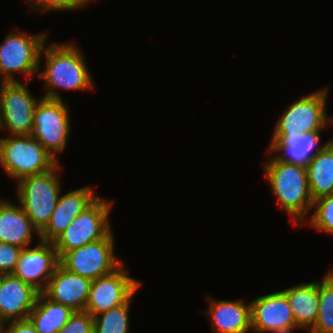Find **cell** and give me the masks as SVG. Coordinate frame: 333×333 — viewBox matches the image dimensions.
<instances>
[{"instance_id": "1", "label": "cell", "mask_w": 333, "mask_h": 333, "mask_svg": "<svg viewBox=\"0 0 333 333\" xmlns=\"http://www.w3.org/2000/svg\"><path fill=\"white\" fill-rule=\"evenodd\" d=\"M44 56V57H43ZM84 55L72 43L43 46L40 57L45 58V70L38 75L45 82L47 93L42 97L60 100L57 89H93V82Z\"/></svg>"}, {"instance_id": "2", "label": "cell", "mask_w": 333, "mask_h": 333, "mask_svg": "<svg viewBox=\"0 0 333 333\" xmlns=\"http://www.w3.org/2000/svg\"><path fill=\"white\" fill-rule=\"evenodd\" d=\"M264 170L279 206L295 218V224L302 226L306 214L313 208L306 168L272 158L264 163Z\"/></svg>"}, {"instance_id": "3", "label": "cell", "mask_w": 333, "mask_h": 333, "mask_svg": "<svg viewBox=\"0 0 333 333\" xmlns=\"http://www.w3.org/2000/svg\"><path fill=\"white\" fill-rule=\"evenodd\" d=\"M58 169L59 163L45 173L26 176L17 182L19 204L39 232L49 223L61 194Z\"/></svg>"}, {"instance_id": "4", "label": "cell", "mask_w": 333, "mask_h": 333, "mask_svg": "<svg viewBox=\"0 0 333 333\" xmlns=\"http://www.w3.org/2000/svg\"><path fill=\"white\" fill-rule=\"evenodd\" d=\"M0 163L8 176L17 179L45 173L59 162L32 136L0 138Z\"/></svg>"}, {"instance_id": "5", "label": "cell", "mask_w": 333, "mask_h": 333, "mask_svg": "<svg viewBox=\"0 0 333 333\" xmlns=\"http://www.w3.org/2000/svg\"><path fill=\"white\" fill-rule=\"evenodd\" d=\"M46 33L25 35L9 33L0 45L1 82L19 81L14 72H20L27 78L35 75L40 68L41 51L46 42Z\"/></svg>"}, {"instance_id": "6", "label": "cell", "mask_w": 333, "mask_h": 333, "mask_svg": "<svg viewBox=\"0 0 333 333\" xmlns=\"http://www.w3.org/2000/svg\"><path fill=\"white\" fill-rule=\"evenodd\" d=\"M112 202L98 197L79 214L72 223L53 241L58 257L65 252L103 239L111 230L108 216Z\"/></svg>"}, {"instance_id": "7", "label": "cell", "mask_w": 333, "mask_h": 333, "mask_svg": "<svg viewBox=\"0 0 333 333\" xmlns=\"http://www.w3.org/2000/svg\"><path fill=\"white\" fill-rule=\"evenodd\" d=\"M112 230L100 240L65 252L59 264L67 271L83 276L91 281L108 275L124 262L115 257Z\"/></svg>"}, {"instance_id": "8", "label": "cell", "mask_w": 333, "mask_h": 333, "mask_svg": "<svg viewBox=\"0 0 333 333\" xmlns=\"http://www.w3.org/2000/svg\"><path fill=\"white\" fill-rule=\"evenodd\" d=\"M67 105L62 99H39L33 116L32 136L58 161L71 131Z\"/></svg>"}, {"instance_id": "9", "label": "cell", "mask_w": 333, "mask_h": 333, "mask_svg": "<svg viewBox=\"0 0 333 333\" xmlns=\"http://www.w3.org/2000/svg\"><path fill=\"white\" fill-rule=\"evenodd\" d=\"M327 89L322 88L291 104L276 122L273 134L321 132L333 124V118L328 119L326 113Z\"/></svg>"}, {"instance_id": "10", "label": "cell", "mask_w": 333, "mask_h": 333, "mask_svg": "<svg viewBox=\"0 0 333 333\" xmlns=\"http://www.w3.org/2000/svg\"><path fill=\"white\" fill-rule=\"evenodd\" d=\"M0 83V129L10 136L31 135L38 98L20 81Z\"/></svg>"}, {"instance_id": "11", "label": "cell", "mask_w": 333, "mask_h": 333, "mask_svg": "<svg viewBox=\"0 0 333 333\" xmlns=\"http://www.w3.org/2000/svg\"><path fill=\"white\" fill-rule=\"evenodd\" d=\"M124 263L112 273L98 277L90 285L85 311L92 317L124 304L141 286L128 276Z\"/></svg>"}, {"instance_id": "12", "label": "cell", "mask_w": 333, "mask_h": 333, "mask_svg": "<svg viewBox=\"0 0 333 333\" xmlns=\"http://www.w3.org/2000/svg\"><path fill=\"white\" fill-rule=\"evenodd\" d=\"M58 265L59 257L53 242L40 240L35 248H22L12 274L43 293Z\"/></svg>"}, {"instance_id": "13", "label": "cell", "mask_w": 333, "mask_h": 333, "mask_svg": "<svg viewBox=\"0 0 333 333\" xmlns=\"http://www.w3.org/2000/svg\"><path fill=\"white\" fill-rule=\"evenodd\" d=\"M250 303L252 330L258 333H291L299 328L282 291L260 296Z\"/></svg>"}, {"instance_id": "14", "label": "cell", "mask_w": 333, "mask_h": 333, "mask_svg": "<svg viewBox=\"0 0 333 333\" xmlns=\"http://www.w3.org/2000/svg\"><path fill=\"white\" fill-rule=\"evenodd\" d=\"M268 151L280 153L273 157L276 161L307 168L312 158L332 139L320 146V132H302L295 134H273ZM316 150V151H315ZM288 156V157H287Z\"/></svg>"}, {"instance_id": "15", "label": "cell", "mask_w": 333, "mask_h": 333, "mask_svg": "<svg viewBox=\"0 0 333 333\" xmlns=\"http://www.w3.org/2000/svg\"><path fill=\"white\" fill-rule=\"evenodd\" d=\"M97 198L90 186L60 195L49 223L38 236L40 240L53 242Z\"/></svg>"}, {"instance_id": "16", "label": "cell", "mask_w": 333, "mask_h": 333, "mask_svg": "<svg viewBox=\"0 0 333 333\" xmlns=\"http://www.w3.org/2000/svg\"><path fill=\"white\" fill-rule=\"evenodd\" d=\"M39 292L17 276L4 273L0 289V319L4 323L26 320Z\"/></svg>"}, {"instance_id": "17", "label": "cell", "mask_w": 333, "mask_h": 333, "mask_svg": "<svg viewBox=\"0 0 333 333\" xmlns=\"http://www.w3.org/2000/svg\"><path fill=\"white\" fill-rule=\"evenodd\" d=\"M91 282L59 264L43 293L52 301L66 305L73 311H85Z\"/></svg>"}, {"instance_id": "18", "label": "cell", "mask_w": 333, "mask_h": 333, "mask_svg": "<svg viewBox=\"0 0 333 333\" xmlns=\"http://www.w3.org/2000/svg\"><path fill=\"white\" fill-rule=\"evenodd\" d=\"M207 297L209 308L204 313L211 316L213 333H248L252 330L251 303Z\"/></svg>"}, {"instance_id": "19", "label": "cell", "mask_w": 333, "mask_h": 333, "mask_svg": "<svg viewBox=\"0 0 333 333\" xmlns=\"http://www.w3.org/2000/svg\"><path fill=\"white\" fill-rule=\"evenodd\" d=\"M34 231L40 235L21 206L0 198V242L28 247Z\"/></svg>"}, {"instance_id": "20", "label": "cell", "mask_w": 333, "mask_h": 333, "mask_svg": "<svg viewBox=\"0 0 333 333\" xmlns=\"http://www.w3.org/2000/svg\"><path fill=\"white\" fill-rule=\"evenodd\" d=\"M290 304L296 325L310 330L319 314L318 281L293 286L282 291Z\"/></svg>"}, {"instance_id": "21", "label": "cell", "mask_w": 333, "mask_h": 333, "mask_svg": "<svg viewBox=\"0 0 333 333\" xmlns=\"http://www.w3.org/2000/svg\"><path fill=\"white\" fill-rule=\"evenodd\" d=\"M306 171L313 202L333 194V139L312 158Z\"/></svg>"}, {"instance_id": "22", "label": "cell", "mask_w": 333, "mask_h": 333, "mask_svg": "<svg viewBox=\"0 0 333 333\" xmlns=\"http://www.w3.org/2000/svg\"><path fill=\"white\" fill-rule=\"evenodd\" d=\"M74 312L66 305L52 301L44 293H39L28 319L38 333H58Z\"/></svg>"}, {"instance_id": "23", "label": "cell", "mask_w": 333, "mask_h": 333, "mask_svg": "<svg viewBox=\"0 0 333 333\" xmlns=\"http://www.w3.org/2000/svg\"><path fill=\"white\" fill-rule=\"evenodd\" d=\"M319 314L309 333H333V273L318 282Z\"/></svg>"}, {"instance_id": "24", "label": "cell", "mask_w": 333, "mask_h": 333, "mask_svg": "<svg viewBox=\"0 0 333 333\" xmlns=\"http://www.w3.org/2000/svg\"><path fill=\"white\" fill-rule=\"evenodd\" d=\"M133 296L124 304L94 316L93 333H129V307Z\"/></svg>"}, {"instance_id": "25", "label": "cell", "mask_w": 333, "mask_h": 333, "mask_svg": "<svg viewBox=\"0 0 333 333\" xmlns=\"http://www.w3.org/2000/svg\"><path fill=\"white\" fill-rule=\"evenodd\" d=\"M312 207L316 210L309 219L310 225L333 235V194L314 201Z\"/></svg>"}, {"instance_id": "26", "label": "cell", "mask_w": 333, "mask_h": 333, "mask_svg": "<svg viewBox=\"0 0 333 333\" xmlns=\"http://www.w3.org/2000/svg\"><path fill=\"white\" fill-rule=\"evenodd\" d=\"M94 317L87 311H75L58 333H93Z\"/></svg>"}, {"instance_id": "27", "label": "cell", "mask_w": 333, "mask_h": 333, "mask_svg": "<svg viewBox=\"0 0 333 333\" xmlns=\"http://www.w3.org/2000/svg\"><path fill=\"white\" fill-rule=\"evenodd\" d=\"M30 4L36 6H32L33 8H37L36 10L40 12H47L50 10L58 11V10H75L80 7H84L87 2L85 0H27ZM39 8V9H38Z\"/></svg>"}, {"instance_id": "28", "label": "cell", "mask_w": 333, "mask_h": 333, "mask_svg": "<svg viewBox=\"0 0 333 333\" xmlns=\"http://www.w3.org/2000/svg\"><path fill=\"white\" fill-rule=\"evenodd\" d=\"M21 247L0 242V272L11 274L19 260Z\"/></svg>"}, {"instance_id": "29", "label": "cell", "mask_w": 333, "mask_h": 333, "mask_svg": "<svg viewBox=\"0 0 333 333\" xmlns=\"http://www.w3.org/2000/svg\"><path fill=\"white\" fill-rule=\"evenodd\" d=\"M4 323L2 333H38L29 319ZM5 325H9L5 328Z\"/></svg>"}, {"instance_id": "30", "label": "cell", "mask_w": 333, "mask_h": 333, "mask_svg": "<svg viewBox=\"0 0 333 333\" xmlns=\"http://www.w3.org/2000/svg\"><path fill=\"white\" fill-rule=\"evenodd\" d=\"M3 279H4V273L0 272V289H1L2 284H3Z\"/></svg>"}, {"instance_id": "31", "label": "cell", "mask_w": 333, "mask_h": 333, "mask_svg": "<svg viewBox=\"0 0 333 333\" xmlns=\"http://www.w3.org/2000/svg\"><path fill=\"white\" fill-rule=\"evenodd\" d=\"M4 322L0 319V333L3 332Z\"/></svg>"}]
</instances>
